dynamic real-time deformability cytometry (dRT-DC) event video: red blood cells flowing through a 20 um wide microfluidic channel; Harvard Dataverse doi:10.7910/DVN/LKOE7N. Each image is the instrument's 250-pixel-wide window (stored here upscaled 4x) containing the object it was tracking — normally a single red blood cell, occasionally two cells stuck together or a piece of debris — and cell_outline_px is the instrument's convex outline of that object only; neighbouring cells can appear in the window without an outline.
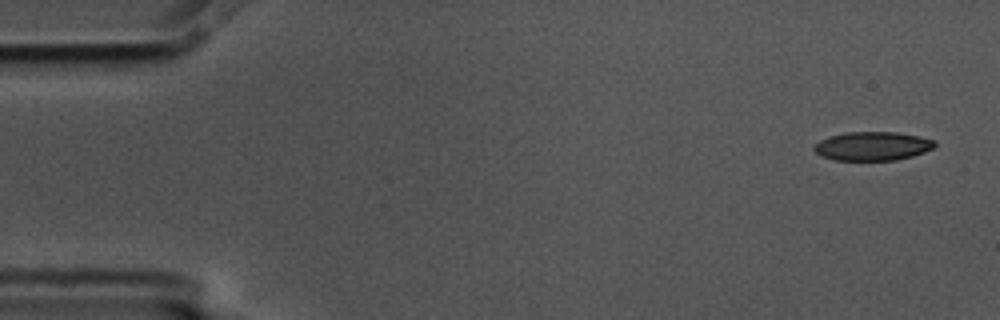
{"species": "common noctule bat (a hibernating species)", "species_latin": "Nyctalus noctula", "temperature_condition": "cold", "stored_images_in_passage": 5, "camera_frame_rate_fps": 3000, "um_per_image_px": 0.085, "animal": {"sex": "male", "body_mass_g": 17.5, "forearm_length_mm": 52.3}, "frame": {"image": 1, "passage_image": 1, "time_ms": 0.0, "image_size_px": [1000, 320], "cell_outline_px": [[936, 144], [932, 148], [924, 152], [912, 156], [896, 160], [832, 160], [820, 156], [812, 148], [820, 140], [828, 136], [844, 132], [896, 132], [920, 136], [936, 140]], "centroid_in_image_um": [74.15, 12.41], "position_along_channel_um": 10.9, "area_um2": 20.4}}
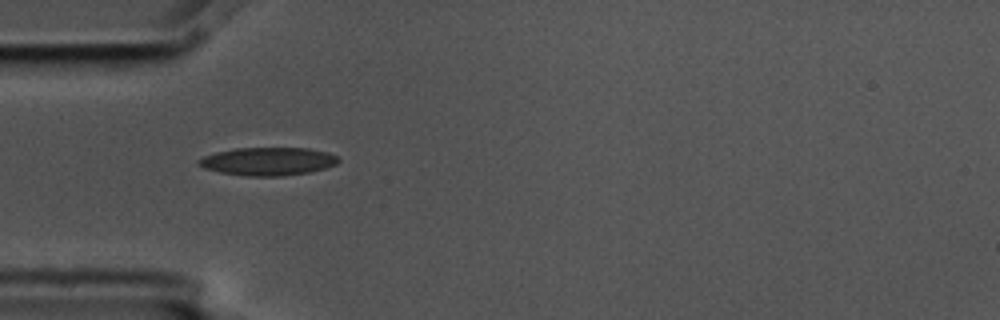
{"frame": {"image": 2, "passage_image": 4, "time_ms": 1.0, "image_size_px": [1000, 320], "cell_outline_px": [[340, 160], [336, 164], [324, 168], [308, 172], [284, 176], [244, 176], [220, 172], [204, 168], [196, 160], [204, 156], [216, 152], [236, 148], [308, 148], [328, 152], [336, 156]], "centroid_in_image_um": [22.77, 13.71], "position_along_channel_um": 62.2, "area_um2": 22.77}}